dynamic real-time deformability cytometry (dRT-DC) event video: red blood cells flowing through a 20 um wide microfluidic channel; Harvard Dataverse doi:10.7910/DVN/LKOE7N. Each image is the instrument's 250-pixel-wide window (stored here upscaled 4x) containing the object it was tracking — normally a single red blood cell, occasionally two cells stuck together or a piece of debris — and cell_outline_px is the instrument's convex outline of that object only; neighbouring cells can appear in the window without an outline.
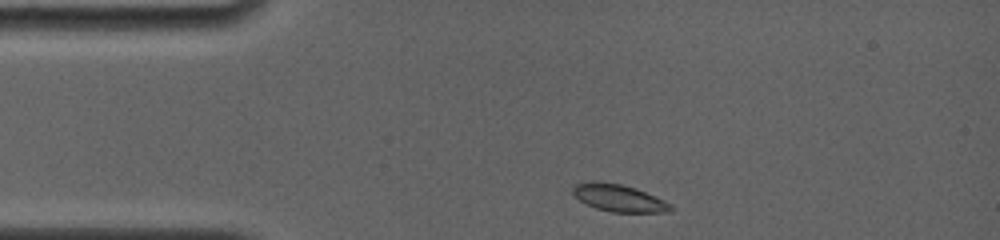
{"species": "common noctule bat (a hibernating species)", "species_latin": "Nyctalus noctula", "temperature_condition": "room temperature", "stored_images_in_passage": 47, "camera_frame_rate_fps": 4000, "um_per_image_px": 0.085, "animal": {"sex": "female", "body_mass_g": 19.0, "forearm_length_mm": 56.7}, "frame": {"image": 1, "passage_image": 1, "time_ms": 0.0, "image_size_px": [1000, 240], "cell_outline_px": [[672, 208], [668, 212], [612, 212], [596, 208], [580, 200], [572, 192], [572, 188], [576, 184], [596, 180], [620, 184], [636, 188], [656, 196], [672, 204]], "centroid_in_image_um": [52.62, 16.82], "position_along_channel_um": 32.4, "area_um2": 15.43}}
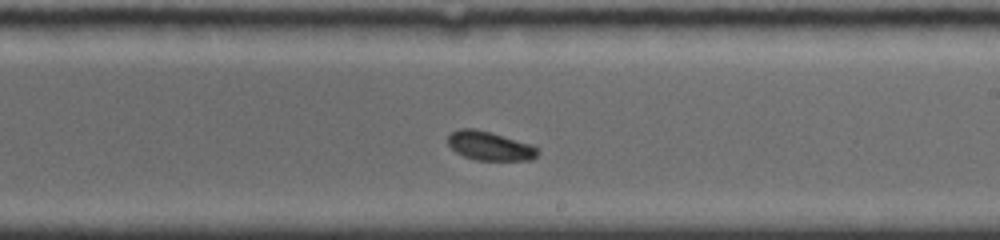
{"frame": {"image": 2, "passage_image": 27, "time_ms": 6.5, "image_size_px": [1000, 240], "cell_outline_px": [[540, 152], [532, 160], [476, 160], [464, 156], [456, 152], [448, 144], [448, 136], [452, 132], [460, 128], [472, 128], [504, 136], [532, 144], [540, 148]], "centroid_in_image_um": [41.67, 12.41], "position_along_channel_um": 247.3, "area_um2": 15.14}}
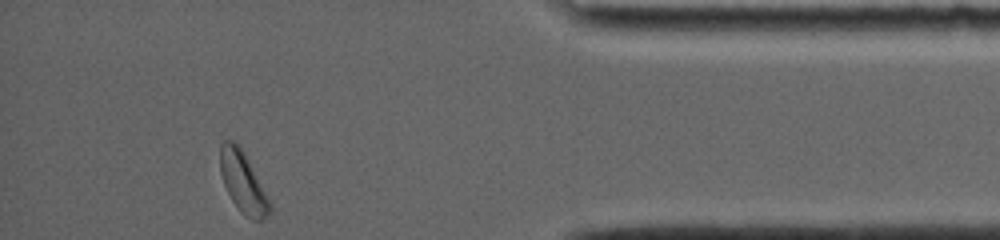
{"frame": {"image": 3, "passage_image": 47, "time_ms": 11.5, "image_size_px": [1000, 240], "cell_outline_px": [[272, 208], [260, 220], [252, 220], [244, 216], [240, 212], [232, 200], [224, 184], [220, 172], [220, 144], [224, 140], [232, 140], [244, 152], [272, 204]], "centroid_in_image_um": [20.64, 15.49], "position_along_channel_um": 414.6, "area_um2": 17.34}, "authors_computed_cell_mechanics": {"area_um2": 15.4326, "velocity_mm_per_s": 3.8648, "shape_relaxation_time_tau1_ms": 1.7204, "shape_relaxation_time_tau2_ms": null, "deformation_change_tau1": 0.0621, "deformation_change_tau2": null}}